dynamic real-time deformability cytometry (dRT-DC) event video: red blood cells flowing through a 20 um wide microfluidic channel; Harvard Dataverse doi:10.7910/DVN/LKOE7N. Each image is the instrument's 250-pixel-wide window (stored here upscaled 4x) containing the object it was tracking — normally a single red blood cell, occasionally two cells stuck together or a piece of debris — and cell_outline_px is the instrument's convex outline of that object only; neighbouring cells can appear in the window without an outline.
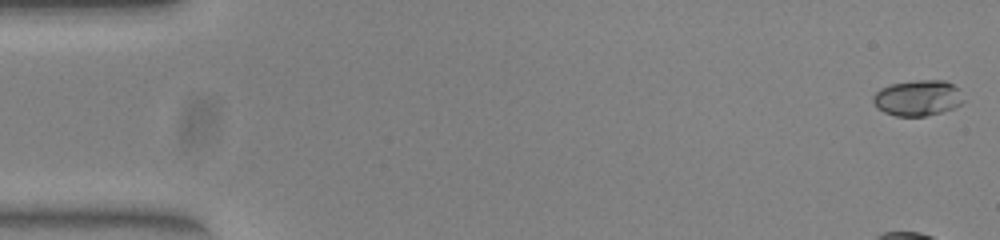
{"species": "common noctule bat (a hibernating species)", "species_latin": "Nyctalus noctula", "temperature_condition": "warm", "stored_images_in_passage": 54, "camera_frame_rate_fps": 3000, "um_per_image_px": 0.085, "animal": {"sex": "female", "body_mass_g": 23.0, "forearm_length_mm": 53.4}, "frame": {"image": 1, "passage_image": 1, "time_ms": 0.0, "image_size_px": [1000, 240], "cell_outline_px": [[964, 100], [960, 104], [952, 108], [940, 112], [924, 116], [896, 116], [884, 112], [876, 108], [872, 100], [872, 96], [880, 88], [892, 84], [916, 80], [944, 80], [952, 84], [956, 88]], "centroid_in_image_um": [77.95, 8.33], "position_along_channel_um": 7.0, "area_um2": 18.67}}
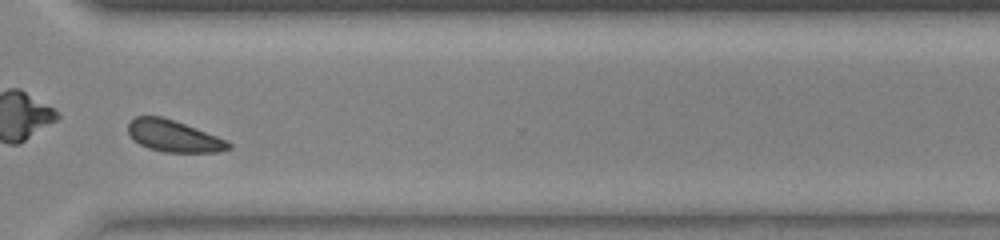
{"frame": {"image": 2, "passage_image": 40, "time_ms": 13.0, "image_size_px": [1000, 240], "cell_outline_px": [[232, 148], [220, 152], [164, 152], [148, 148], [132, 140], [128, 132], [128, 124], [136, 116], [160, 116], [196, 128], [228, 140], [232, 144]], "centroid_in_image_um": [14.78, 11.58], "position_along_channel_um": 355.8, "area_um2": 18.55}}
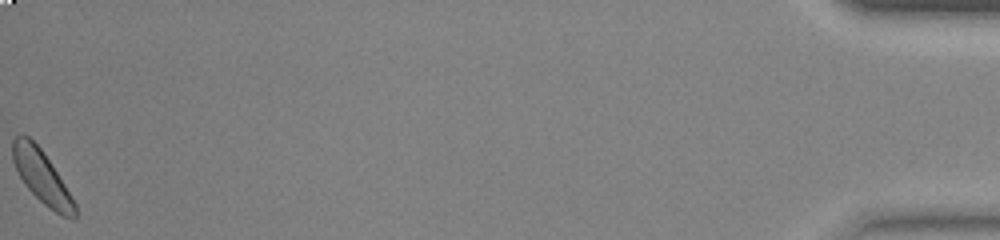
{"frame": {"image": 3, "passage_image": 54, "time_ms": 17.667, "image_size_px": [1000, 240], "cell_outline_px": [[76, 216], [72, 220], [48, 208], [24, 184], [12, 160], [12, 140], [20, 132], [24, 132], [40, 148], [64, 184], [76, 204]], "centroid_in_image_um": [3.52, 15.0], "position_along_channel_um": 431.7, "area_um2": 18.84}, "authors_computed_cell_mechanics": {"area_um2": 18.5538, "velocity_mm_per_s": 3.8483, "shape_relaxation_time_tau1_ms": 0.0049, "shape_relaxation_time_tau2_ms": 6.7187, "deformation_change_tau1": 0.1685, "deformation_change_tau2": 0.108}}